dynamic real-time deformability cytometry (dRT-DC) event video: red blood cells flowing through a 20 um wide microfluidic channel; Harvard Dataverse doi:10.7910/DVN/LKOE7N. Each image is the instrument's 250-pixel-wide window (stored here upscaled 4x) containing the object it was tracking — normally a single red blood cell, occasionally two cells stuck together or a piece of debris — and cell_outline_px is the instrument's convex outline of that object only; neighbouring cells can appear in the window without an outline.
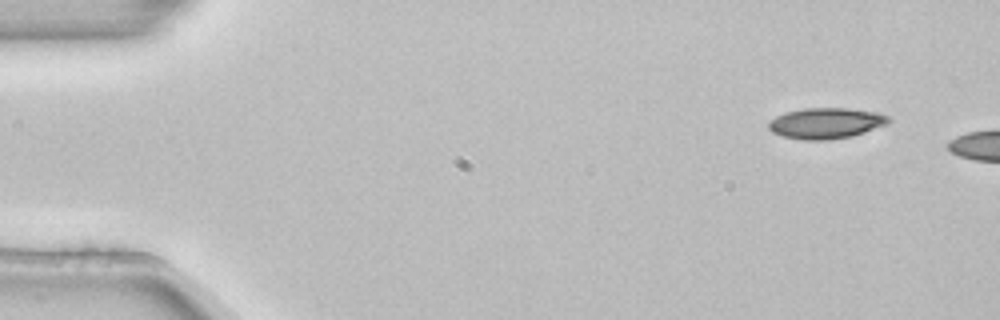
{"species": "common noctule bat (a hibernating species)", "species_latin": "Nyctalus noctula", "temperature_condition": "room temperature", "stored_images_in_passage": 2, "camera_frame_rate_fps": 3000, "um_per_image_px": 0.085, "animal": {"sex": "female", "body_mass_g": 22.7, "forearm_length_mm": 54.2}, "frame": {"image": 1, "passage_image": 1, "time_ms": 0.0, "image_size_px": [1000, 320], "cell_outline_px": [[892, 120], [888, 124], [852, 136], [828, 140], [804, 140], [784, 136], [772, 132], [768, 128], [768, 120], [776, 116], [788, 112], [804, 108], [848, 108], [876, 112], [888, 116]], "centroid_in_image_um": [70.21, 10.47], "position_along_channel_um": 14.8, "area_um2": 21.56}}